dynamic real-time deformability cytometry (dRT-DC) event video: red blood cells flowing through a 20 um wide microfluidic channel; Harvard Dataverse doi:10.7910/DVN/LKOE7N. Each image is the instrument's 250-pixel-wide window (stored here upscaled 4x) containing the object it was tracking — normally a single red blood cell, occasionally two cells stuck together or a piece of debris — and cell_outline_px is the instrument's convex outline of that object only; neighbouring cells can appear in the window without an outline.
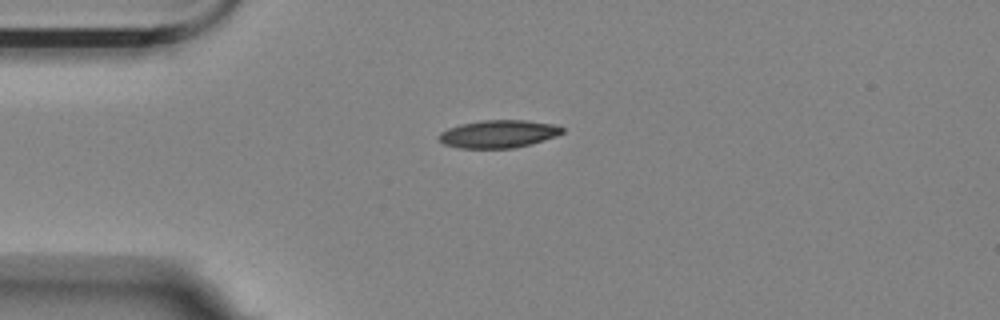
{"species": "Egyptian fruit bat (a non-hibernating species)", "species_latin": "Rousettus aegyptiacus", "temperature_condition": "room temperature", "stored_images_in_passage": 8, "camera_frame_rate_fps": 3000, "um_per_image_px": 0.085, "animal": {"sex": "female"}, "frame": {"image": 1, "passage_image": 1, "time_ms": 0.0, "image_size_px": [1000, 320], "cell_outline_px": [[564, 132], [556, 136], [532, 144], [512, 148], [460, 148], [444, 144], [436, 136], [440, 132], [448, 128], [460, 124], [480, 120], [524, 120], [552, 124], [564, 128]], "centroid_in_image_um": [42.35, 11.38], "position_along_channel_um": 42.7, "area_um2": 20.0}}
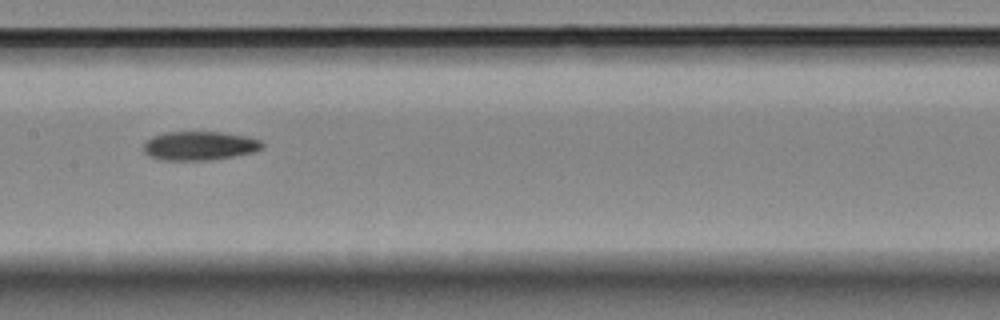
{"frame": {"image": 2, "passage_image": 5, "time_ms": 1.333, "image_size_px": [1000, 320], "cell_outline_px": [[264, 144], [260, 148], [252, 152], [212, 160], [164, 160], [152, 156], [144, 152], [144, 140], [152, 136], [164, 132], [224, 132], [248, 136], [260, 140]], "centroid_in_image_um": [16.94, 12.37], "position_along_channel_um": 190.5, "area_um2": 19.94}}
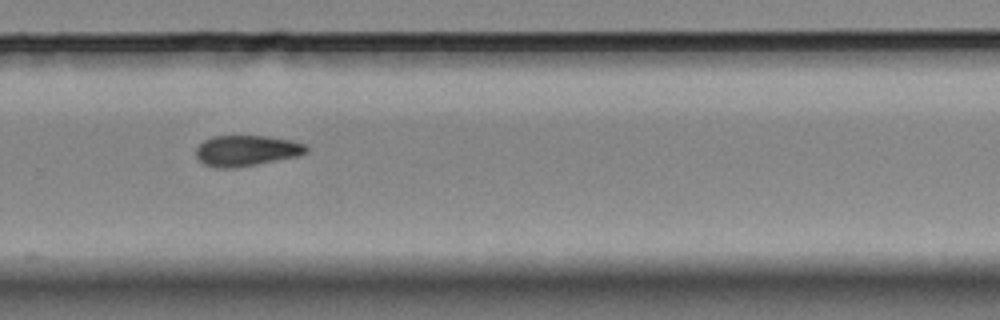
{"frame": {"image": 3, "passage_image": 8, "time_ms": 2.333, "image_size_px": [1000, 320], "cell_outline_px": [[308, 152], [296, 156], [236, 168], [216, 168], [204, 164], [196, 156], [196, 148], [204, 140], [212, 136], [268, 136], [292, 140], [304, 144], [308, 148]], "centroid_in_image_um": [20.93, 12.8], "position_along_channel_um": 308.9, "area_um2": 19.71}}